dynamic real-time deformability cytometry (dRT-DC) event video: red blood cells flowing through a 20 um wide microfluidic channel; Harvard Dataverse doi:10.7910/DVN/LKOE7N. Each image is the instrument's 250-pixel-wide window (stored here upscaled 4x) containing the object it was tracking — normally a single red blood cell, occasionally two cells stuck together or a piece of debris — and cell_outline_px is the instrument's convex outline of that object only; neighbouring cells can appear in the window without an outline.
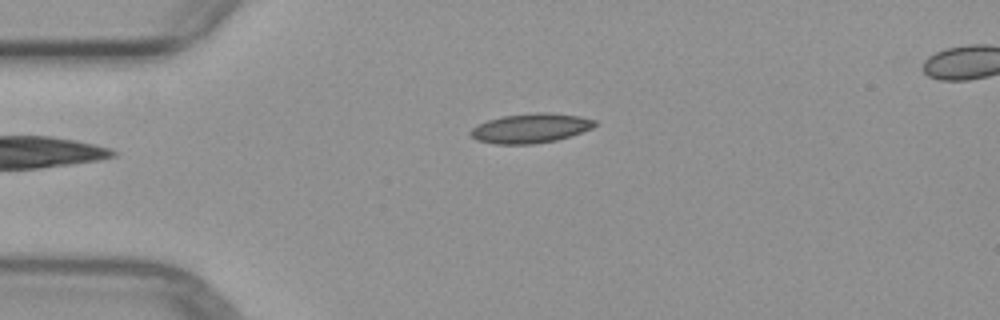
{"species": "common noctule bat (a hibernating species)", "species_latin": "Nyctalus noctula", "temperature_condition": "warm", "stored_images_in_passage": 5, "camera_frame_rate_fps": 3000, "um_per_image_px": 0.085, "animal": {"sex": "female", "body_mass_g": 29.2, "forearm_length_mm": 56.3}, "frame": {"image": 1, "passage_image": 5, "time_ms": 4.667, "image_size_px": [1000, 320], "cell_outline_px": [[596, 124], [592, 128], [572, 136], [556, 140], [536, 144], [496, 144], [476, 140], [468, 132], [472, 128], [488, 120], [504, 116], [536, 112], [548, 112], [580, 116], [596, 120]], "centroid_in_image_um": [45.13, 10.9], "position_along_channel_um": 39.9, "area_um2": 21.39}}